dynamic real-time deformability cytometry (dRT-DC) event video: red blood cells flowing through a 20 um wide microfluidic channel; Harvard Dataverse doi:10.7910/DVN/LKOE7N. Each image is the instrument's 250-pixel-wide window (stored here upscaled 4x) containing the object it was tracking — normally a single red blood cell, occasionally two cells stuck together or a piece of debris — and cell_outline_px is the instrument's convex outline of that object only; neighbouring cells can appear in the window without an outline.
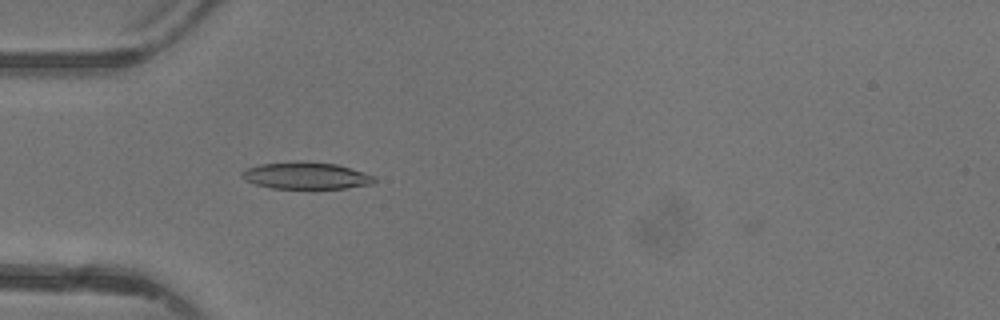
{"species": "common noctule bat (a hibernating species)", "species_latin": "Nyctalus noctula", "temperature_condition": "warm", "stored_images_in_passage": 2, "camera_frame_rate_fps": 3000, "um_per_image_px": 0.085, "animal": {"sex": "female"}, "frame": {"image": 1, "passage_image": 2, "time_ms": 1.333, "image_size_px": [1000, 320], "cell_outline_px": [[376, 180], [372, 184], [344, 188], [272, 188], [256, 184], [244, 180], [240, 176], [240, 172], [248, 168], [260, 164], [304, 160], [336, 164], [364, 172], [376, 176]], "centroid_in_image_um": [26.01, 14.91], "position_along_channel_um": 59.0, "area_um2": 20.87}}